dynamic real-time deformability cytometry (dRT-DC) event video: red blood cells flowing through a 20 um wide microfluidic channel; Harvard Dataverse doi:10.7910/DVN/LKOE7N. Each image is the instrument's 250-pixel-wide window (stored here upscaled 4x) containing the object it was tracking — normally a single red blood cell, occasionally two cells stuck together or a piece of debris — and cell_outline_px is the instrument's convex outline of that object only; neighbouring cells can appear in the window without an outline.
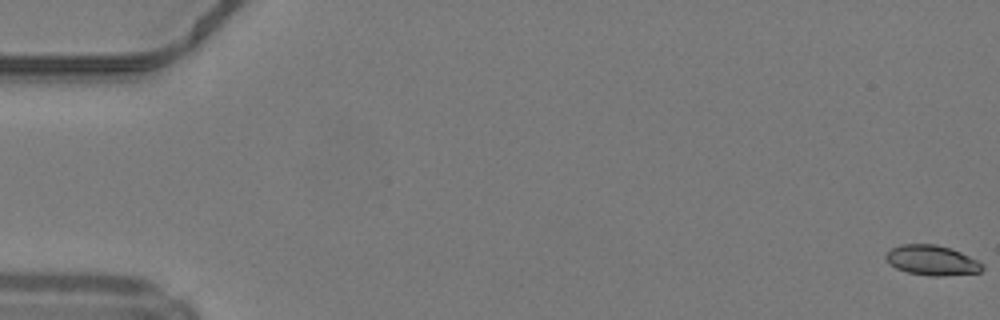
{"species": "common noctule bat (a hibernating species)", "species_latin": "Nyctalus noctula", "temperature_condition": "warm", "stored_images_in_passage": 32, "camera_frame_rate_fps": 3000, "um_per_image_px": 0.085, "animal": {"sex": "male", "body_mass_g": 19.2, "forearm_length_mm": 51.8}, "frame": {"image": 1, "passage_image": 1, "time_ms": 0.0, "image_size_px": [1000, 320], "cell_outline_px": [[984, 268], [980, 272], [944, 276], [932, 276], [908, 272], [896, 268], [884, 256], [892, 248], [900, 244], [936, 244], [952, 248], [984, 264]], "centroid_in_image_um": [79.24, 22.12], "position_along_channel_um": 5.8, "area_um2": 16.76}}
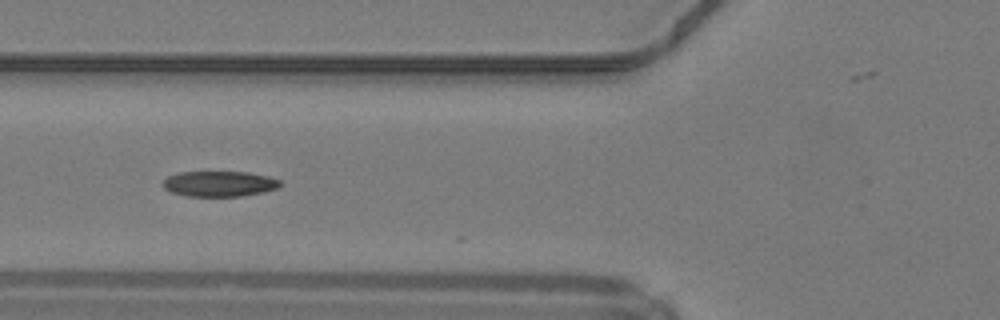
{"frame": {"image": 2, "passage_image": 20, "time_ms": 6.333, "image_size_px": [1000, 320], "cell_outline_px": [[280, 184], [276, 188], [264, 192], [240, 196], [184, 196], [172, 192], [164, 188], [164, 180], [168, 176], [180, 172], [248, 172], [268, 176], [280, 180]], "centroid_in_image_um": [18.64, 15.62], "position_along_channel_um": 107.2, "area_um2": 17.28}}
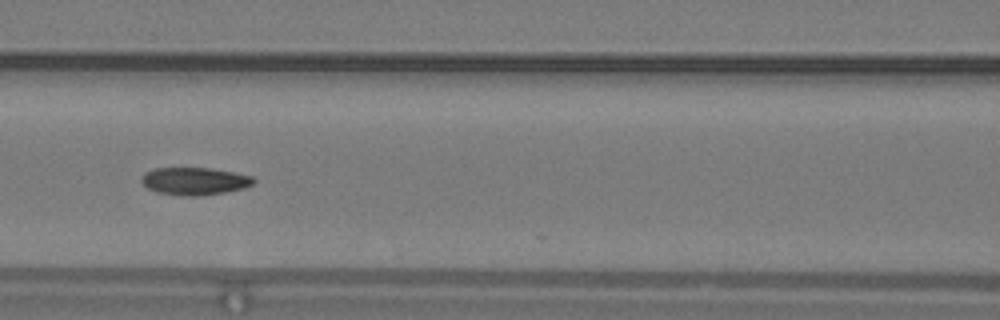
{"frame": {"image": 3, "passage_image": 23, "time_ms": 7.333, "image_size_px": [1000, 320], "cell_outline_px": [[256, 180], [252, 184], [244, 188], [224, 192], [200, 196], [184, 196], [156, 192], [148, 188], [140, 180], [144, 172], [156, 168], [212, 168], [252, 176]], "centroid_in_image_um": [16.52, 15.39], "position_along_channel_um": 150.1, "area_um2": 17.98}}